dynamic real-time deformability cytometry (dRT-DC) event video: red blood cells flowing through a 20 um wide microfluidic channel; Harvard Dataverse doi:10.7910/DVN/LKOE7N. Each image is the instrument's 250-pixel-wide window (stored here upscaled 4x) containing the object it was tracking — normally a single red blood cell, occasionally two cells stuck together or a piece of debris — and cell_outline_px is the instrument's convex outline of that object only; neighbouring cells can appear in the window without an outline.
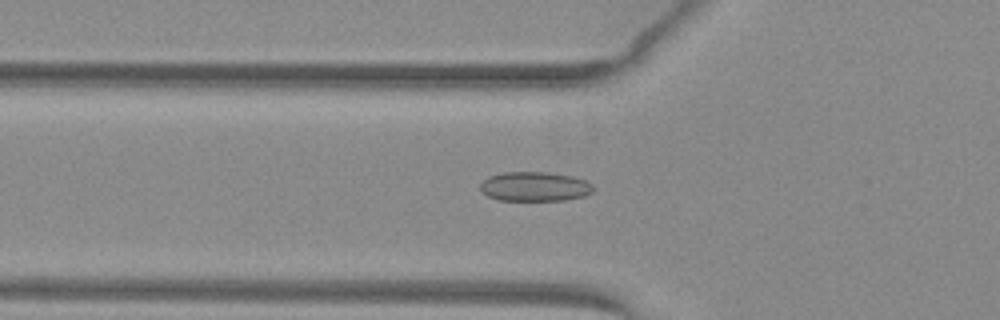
{"species": "common noctule bat (a hibernating species)", "species_latin": "Nyctalus noctula", "temperature_condition": "warm", "stored_images_in_passage": 35, "camera_frame_rate_fps": 3000, "um_per_image_px": 0.085, "animal": {"sex": "female", "body_mass_g": 29.2, "forearm_length_mm": 56.3}, "frame": {"image": 1, "passage_image": 2, "time_ms": 0.333, "image_size_px": [1000, 320], "cell_outline_px": [[592, 192], [584, 196], [564, 200], [500, 200], [488, 196], [480, 192], [480, 184], [488, 176], [504, 172], [548, 172], [572, 176], [588, 180], [592, 184]], "centroid_in_image_um": [45.44, 15.85], "position_along_channel_um": 80.4, "area_um2": 19.48}}
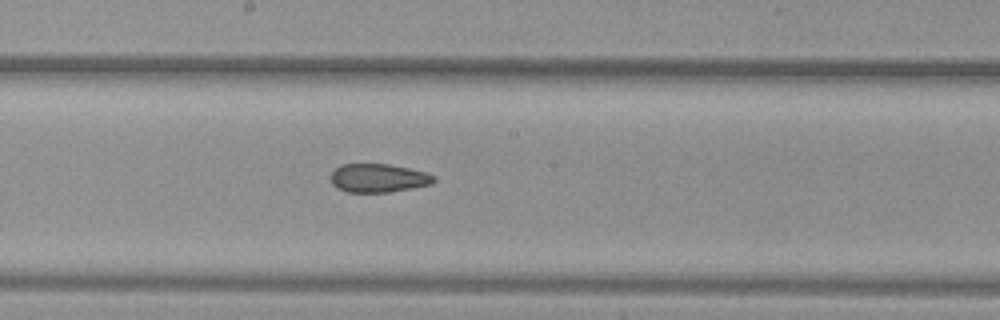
{"frame": {"image": 2, "passage_image": 12, "time_ms": 3.667, "image_size_px": [1000, 320], "cell_outline_px": [[436, 180], [432, 184], [412, 188], [388, 192], [344, 192], [336, 188], [332, 184], [332, 172], [340, 164], [388, 164], [408, 168], [424, 172], [436, 176]], "centroid_in_image_um": [32.15, 15.14], "position_along_channel_um": 216.0, "area_um2": 17.17}}
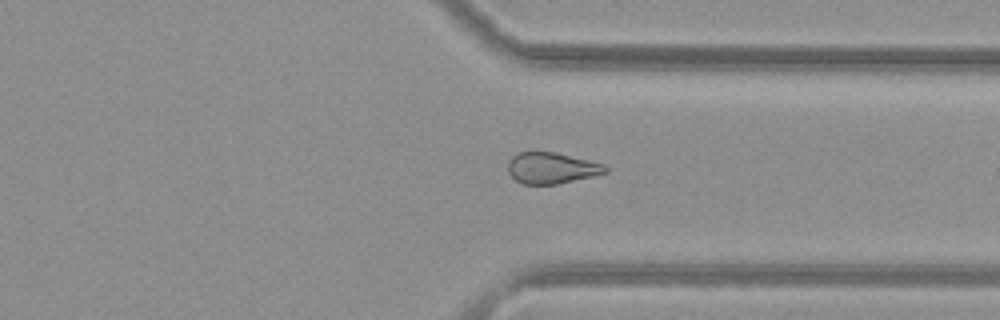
{"frame": {"image": 3, "passage_image": 23, "time_ms": 7.333, "image_size_px": [1000, 320], "cell_outline_px": [[608, 172], [592, 176], [556, 184], [524, 184], [516, 180], [508, 172], [508, 160], [512, 156], [520, 152], [532, 148], [536, 148], [556, 152], [604, 164], [608, 168]], "centroid_in_image_um": [46.84, 14.23], "position_along_channel_um": 364.6, "area_um2": 18.15}, "authors_computed_cell_mechanics": {"area_um2": 18.3804, "velocity_mm_per_s": 4.0525, "shape_relaxation_time_tau1_ms": null, "shape_relaxation_time_tau2_ms": 2.6351, "deformation_change_tau1": null, "deformation_change_tau2": 0.0862}}